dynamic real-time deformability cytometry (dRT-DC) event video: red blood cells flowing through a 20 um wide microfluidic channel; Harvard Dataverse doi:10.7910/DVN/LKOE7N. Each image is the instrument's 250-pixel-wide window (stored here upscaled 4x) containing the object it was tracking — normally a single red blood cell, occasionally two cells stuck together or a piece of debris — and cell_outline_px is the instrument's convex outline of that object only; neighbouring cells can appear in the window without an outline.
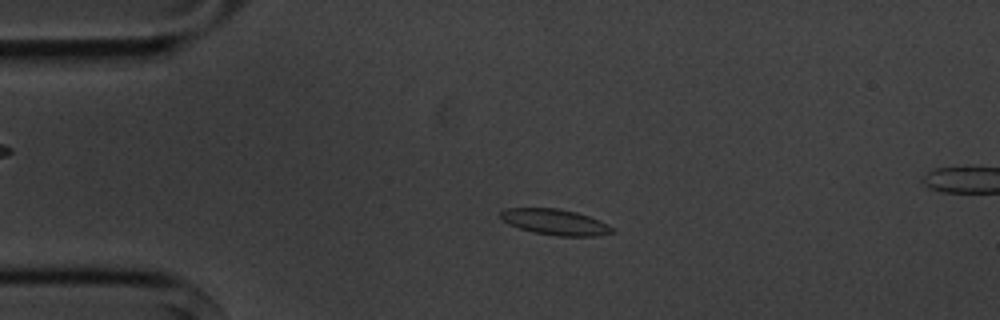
{"species": "common noctule bat (a hibernating species)", "species_latin": "Nyctalus noctula", "temperature_condition": "cold", "stored_images_in_passage": 5, "camera_frame_rate_fps": 3000, "um_per_image_px": 0.085, "animal": {"sex": "male", "body_mass_g": 20.1, "forearm_length_mm": 53.5}, "frame": {"image": 1, "passage_image": 3, "time_ms": 2.333, "image_size_px": [1000, 320], "cell_outline_px": [[616, 232], [596, 236], [556, 236], [536, 232], [520, 228], [508, 224], [500, 216], [500, 212], [504, 208], [556, 208], [576, 212], [600, 220], [608, 224]], "centroid_in_image_um": [47.2, 18.87], "position_along_channel_um": 37.8, "area_um2": 16.7}}